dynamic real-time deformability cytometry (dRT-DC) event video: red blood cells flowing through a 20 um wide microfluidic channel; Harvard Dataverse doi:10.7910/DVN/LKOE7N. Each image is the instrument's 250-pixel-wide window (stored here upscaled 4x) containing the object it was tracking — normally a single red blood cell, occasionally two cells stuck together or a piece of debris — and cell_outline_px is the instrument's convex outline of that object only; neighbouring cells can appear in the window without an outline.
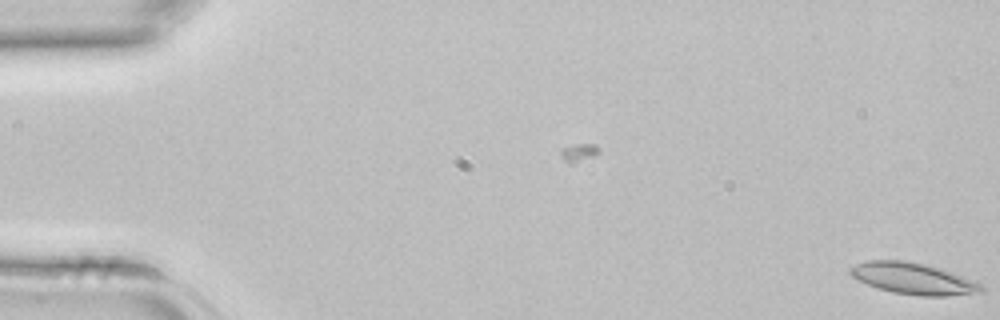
{"species": "common noctule bat (a hibernating species)", "species_latin": "Nyctalus noctula", "temperature_condition": "room temperature", "stored_images_in_passage": 4, "camera_frame_rate_fps": 3000, "um_per_image_px": 0.085, "animal": {"sex": "female", "body_mass_g": 22.7, "forearm_length_mm": 54.2}, "frame": {"image": 1, "passage_image": 4, "time_ms": 1.0, "image_size_px": [1000, 320], "cell_outline_px": [[984, 292], [944, 296], [920, 296], [892, 292], [868, 284], [852, 276], [848, 272], [848, 268], [856, 264], [868, 260], [904, 260], [924, 264], [940, 268], [952, 272], [980, 284], [984, 288]], "centroid_in_image_um": [77.61, 23.67], "position_along_channel_um": 7.4, "area_um2": 23.76}}